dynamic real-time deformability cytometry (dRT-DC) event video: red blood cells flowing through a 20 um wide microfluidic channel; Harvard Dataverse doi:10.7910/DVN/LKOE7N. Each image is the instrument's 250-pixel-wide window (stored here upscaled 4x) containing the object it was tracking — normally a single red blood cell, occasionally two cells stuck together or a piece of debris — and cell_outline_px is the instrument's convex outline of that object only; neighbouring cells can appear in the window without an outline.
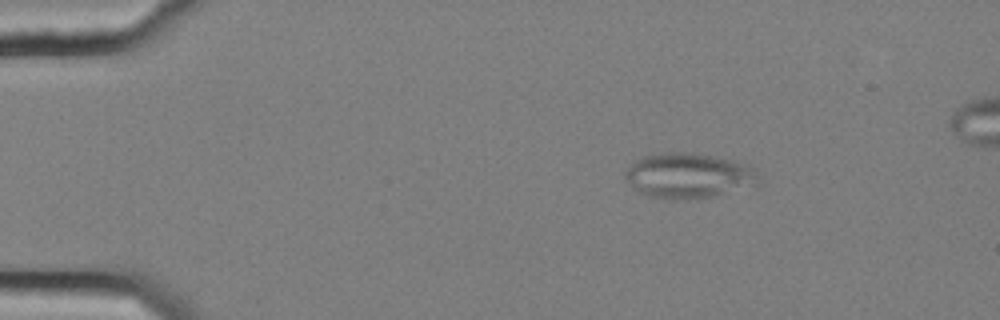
{"species": "common noctule bat (a hibernating species)", "species_latin": "Nyctalus noctula", "temperature_condition": "cold", "stored_images_in_passage": 49, "camera_frame_rate_fps": 3000, "um_per_image_px": 0.085, "animal": {"sex": "female", "body_mass_g": 25.1}, "frame": {"image": 1, "passage_image": 2, "time_ms": 0.333, "image_size_px": [1000, 320], "cell_outline_px": [[760, 184], [712, 196], [688, 200], [668, 200], [648, 196], [640, 192], [624, 176], [624, 172], [636, 160], [644, 156], [664, 152], [688, 152], [712, 156], [732, 160], [752, 168], [756, 172], [760, 180]], "centroid_in_image_um": [58.52, 14.94], "position_along_channel_um": 26.5, "area_um2": 34.85}}
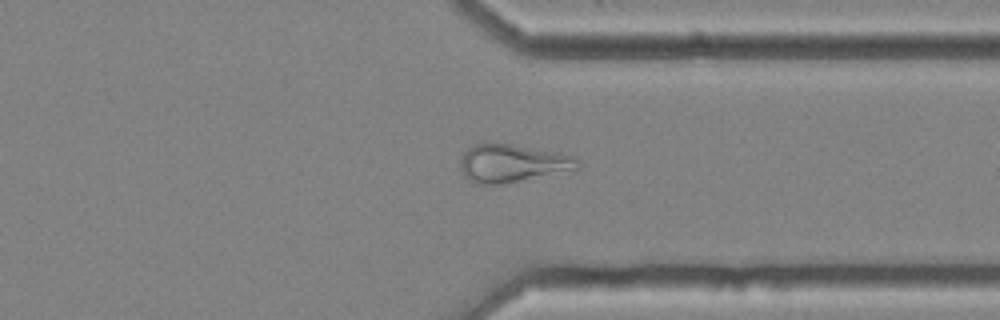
{"frame": {"image": 2, "passage_image": 36, "time_ms": 11.667, "image_size_px": [1000, 320], "cell_outline_px": [[580, 168], [500, 184], [476, 184], [464, 176], [460, 172], [460, 160], [464, 152], [472, 144], [484, 140], [512, 144], [560, 152], [572, 156], [576, 160]], "centroid_in_image_um": [43.44, 13.83], "position_along_channel_um": 368.0, "area_um2": 26.18}}
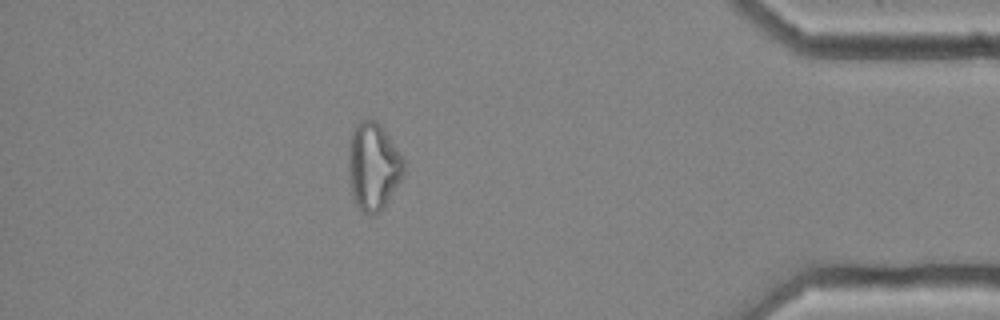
{"frame": {"image": 3, "passage_image": 42, "time_ms": 13.667, "image_size_px": [1000, 320], "cell_outline_px": [[404, 172], [400, 180], [384, 208], [380, 212], [372, 216], [368, 216], [356, 204], [352, 192], [348, 168], [352, 132], [360, 120], [376, 120], [380, 124], [404, 160]], "centroid_in_image_um": [31.74, 14.18], "position_along_channel_um": 403.5, "area_um2": 27.69}}